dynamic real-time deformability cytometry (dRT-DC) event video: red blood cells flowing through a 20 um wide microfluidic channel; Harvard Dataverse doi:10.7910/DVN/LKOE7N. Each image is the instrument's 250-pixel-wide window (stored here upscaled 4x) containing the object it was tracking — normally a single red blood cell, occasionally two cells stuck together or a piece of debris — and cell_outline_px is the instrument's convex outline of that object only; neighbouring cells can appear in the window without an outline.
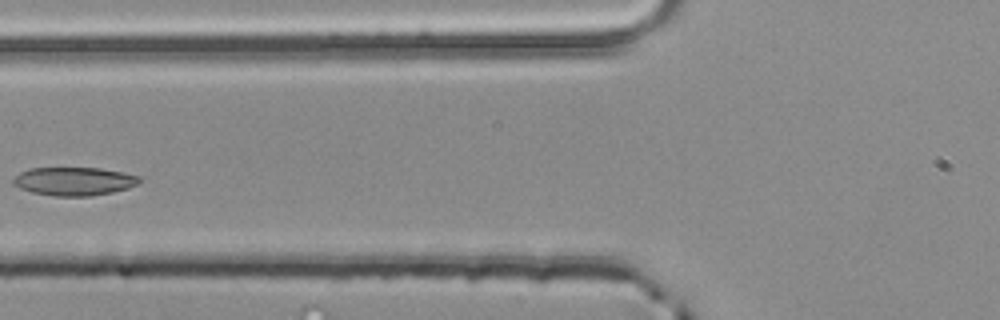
{"species": "common noctule bat (a hibernating species)", "species_latin": "Nyctalus noctula", "temperature_condition": "room temperature", "stored_images_in_passage": 3, "camera_frame_rate_fps": 3000, "um_per_image_px": 0.085, "animal": {"sex": "male", "body_mass_g": 20.4}, "frame": {"image": 1, "passage_image": 3, "time_ms": 0.667, "image_size_px": [1000, 320], "cell_outline_px": [[140, 180], [136, 184], [128, 188], [112, 192], [92, 196], [56, 196], [32, 192], [20, 188], [12, 184], [12, 180], [20, 172], [28, 168], [100, 168], [140, 176]], "centroid_in_image_um": [6.26, 15.41], "position_along_channel_um": 119.5, "area_um2": 20.75}}